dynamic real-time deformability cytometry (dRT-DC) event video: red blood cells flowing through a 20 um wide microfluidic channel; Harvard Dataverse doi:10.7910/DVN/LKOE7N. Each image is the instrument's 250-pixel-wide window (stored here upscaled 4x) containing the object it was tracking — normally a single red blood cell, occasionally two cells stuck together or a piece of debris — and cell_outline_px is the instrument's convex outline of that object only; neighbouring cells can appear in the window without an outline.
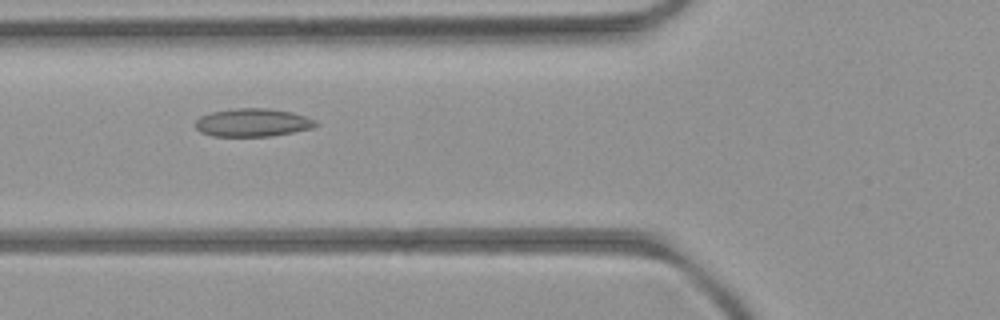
{"species": "common noctule bat (a hibernating species)", "species_latin": "Nyctalus noctula", "temperature_condition": "room temperature", "stored_images_in_passage": 4, "camera_frame_rate_fps": 3000, "um_per_image_px": 0.085, "animal": {"sex": "female", "body_mass_g": 21.9}, "frame": {"image": 1, "passage_image": 2, "time_ms": 1.0, "image_size_px": [1000, 320], "cell_outline_px": [[320, 124], [312, 128], [272, 136], [212, 136], [200, 132], [196, 128], [196, 120], [200, 116], [212, 112], [232, 108], [268, 108], [292, 112], [316, 120]], "centroid_in_image_um": [21.48, 10.41], "position_along_channel_um": 104.3, "area_um2": 19.77}}
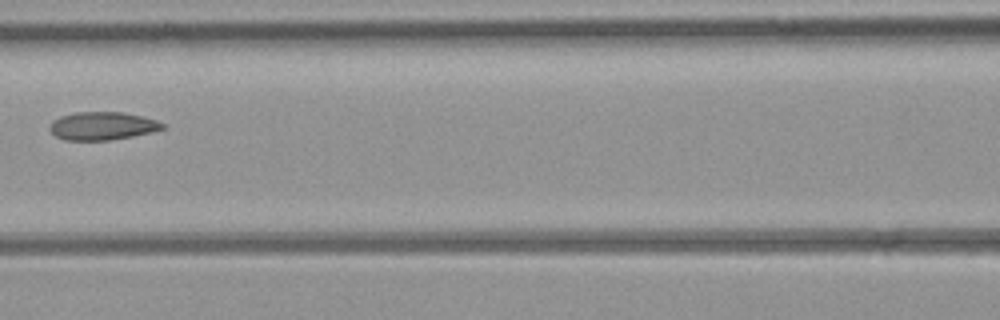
{"frame": {"image": 2, "passage_image": 3, "time_ms": 2.333, "image_size_px": [1000, 320], "cell_outline_px": [[168, 124], [164, 128], [132, 136], [108, 140], [64, 140], [56, 136], [48, 128], [52, 120], [60, 116], [76, 112], [124, 112], [156, 120]], "centroid_in_image_um": [8.67, 10.69], "position_along_channel_um": 157.9, "area_um2": 18.38}}
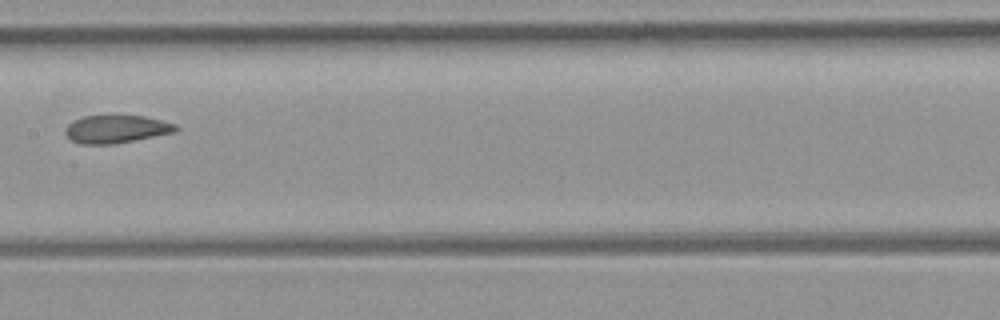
{"frame": {"image": 3, "passage_image": 4, "time_ms": 3.333, "image_size_px": [1000, 320], "cell_outline_px": [[180, 128], [176, 132], [112, 144], [80, 144], [72, 140], [64, 132], [64, 128], [72, 120], [84, 116], [144, 116], [176, 124]], "centroid_in_image_um": [9.87, 10.97], "position_along_channel_um": 197.5, "area_um2": 17.86}}